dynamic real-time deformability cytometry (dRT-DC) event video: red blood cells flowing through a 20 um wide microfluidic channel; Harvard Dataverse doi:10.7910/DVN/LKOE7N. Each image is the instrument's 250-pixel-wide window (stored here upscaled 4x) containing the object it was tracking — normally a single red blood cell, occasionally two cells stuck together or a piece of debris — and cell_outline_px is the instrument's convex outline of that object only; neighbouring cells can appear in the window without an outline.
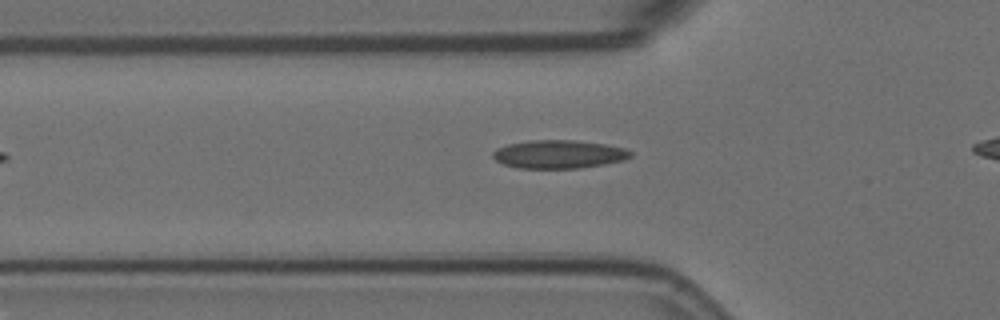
{"species": "Egyptian fruit bat (a non-hibernating species)", "species_latin": "Rousettus aegyptiacus", "temperature_condition": "room temperature", "stored_images_in_passage": 34, "camera_frame_rate_fps": 3000, "um_per_image_px": 0.085, "animal": {"sex": "female"}, "frame": {"image": 1, "passage_image": 6, "time_ms": 1.667, "image_size_px": [1000, 320], "cell_outline_px": [[632, 156], [624, 160], [604, 164], [580, 168], [516, 168], [504, 164], [496, 160], [492, 156], [492, 152], [496, 148], [508, 144], [532, 140], [576, 140], [604, 144], [624, 148], [632, 152]], "centroid_in_image_um": [47.49, 13.11], "position_along_channel_um": 78.3, "area_um2": 22.72}}
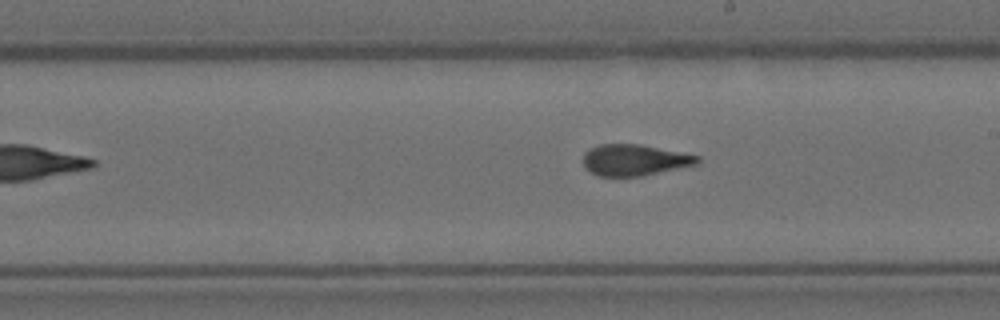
{"frame": {"image": 2, "passage_image": 19, "time_ms": 6.0, "image_size_px": [1000, 320], "cell_outline_px": [[700, 164], [640, 176], [596, 176], [588, 172], [584, 168], [584, 152], [588, 148], [600, 144], [640, 144], [700, 156]], "centroid_in_image_um": [53.91, 13.6], "position_along_channel_um": 235.1, "area_um2": 20.98}}
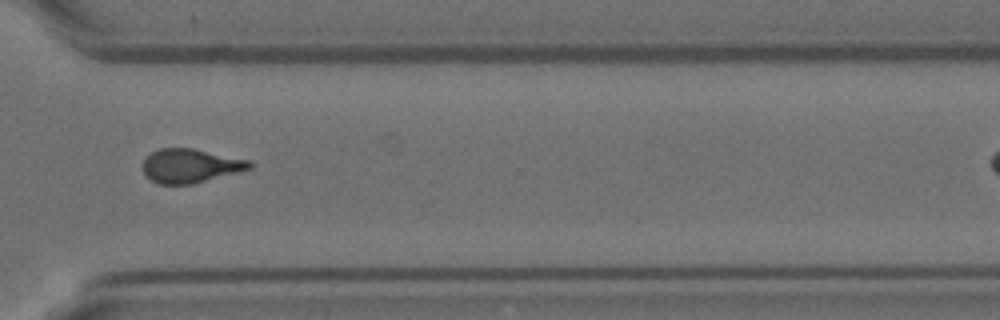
{"frame": {"image": 3, "passage_image": 29, "time_ms": 9.333, "image_size_px": [1000, 320], "cell_outline_px": [[252, 168], [192, 184], [160, 184], [144, 176], [144, 160], [152, 152], [160, 148], [192, 148], [252, 160]], "centroid_in_image_um": [16.2, 14.08], "position_along_channel_um": 354.4, "area_um2": 20.98}}